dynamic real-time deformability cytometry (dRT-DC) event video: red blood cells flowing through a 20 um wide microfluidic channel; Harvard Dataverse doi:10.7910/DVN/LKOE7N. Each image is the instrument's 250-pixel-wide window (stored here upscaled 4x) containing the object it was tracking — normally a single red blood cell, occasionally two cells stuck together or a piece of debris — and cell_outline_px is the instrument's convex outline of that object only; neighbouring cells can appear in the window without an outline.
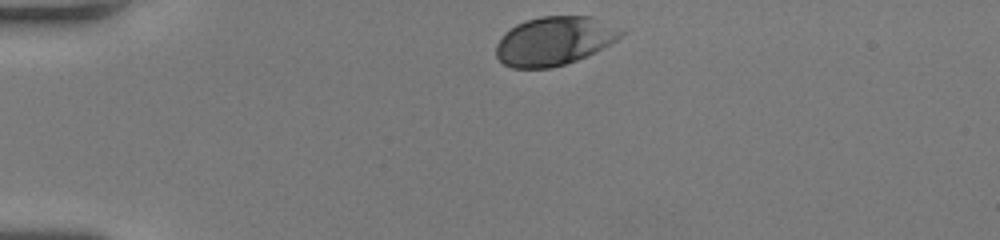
{"species": "human", "species_latin": "Homo sapiens", "temperature_condition": "room temperature", "stored_images_in_passage": 33, "camera_frame_rate_fps": 3000, "um_per_image_px": 0.085, "donor": {"sex": "female"}, "frame": {"image": 1, "passage_image": 1, "time_ms": 0.0, "image_size_px": [1000, 240], "cell_outline_px": [[624, 32], [616, 40], [576, 60], [564, 64], [548, 68], [512, 68], [504, 64], [496, 56], [496, 44], [504, 32], [516, 24], [540, 16], [592, 16], [624, 28]], "centroid_in_image_um": [47.1, 3.46], "position_along_channel_um": 37.9, "area_um2": 35.32}}
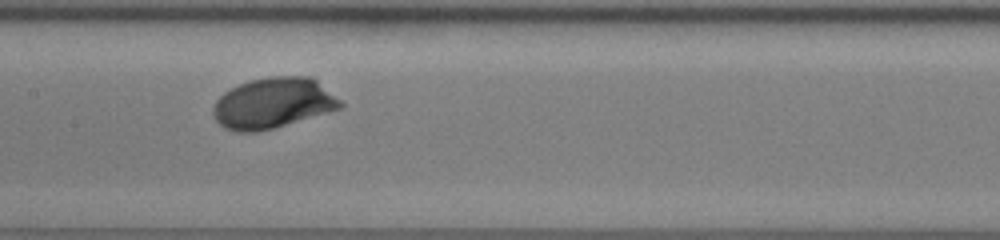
{"frame": {"image": 2, "passage_image": 16, "time_ms": 5.0, "image_size_px": [1000, 240], "cell_outline_px": [[344, 104], [340, 108], [272, 128], [256, 132], [236, 132], [224, 128], [216, 120], [212, 112], [212, 108], [216, 100], [224, 92], [248, 80], [268, 76], [308, 76], [316, 80], [340, 100]], "centroid_in_image_um": [23.16, 8.75], "position_along_channel_um": 184.2, "area_um2": 37.17}}
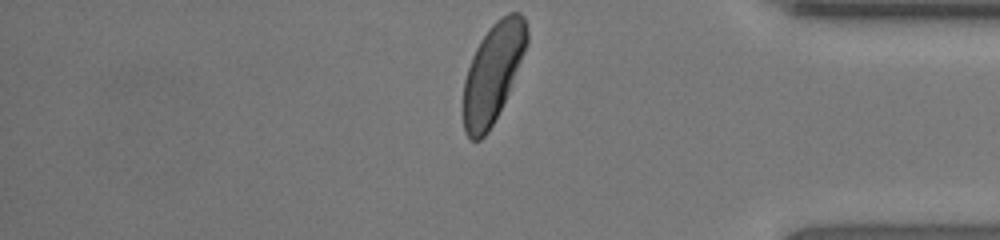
{"frame": {"image": 3, "passage_image": 33, "time_ms": 10.667, "image_size_px": [1000, 240], "cell_outline_px": [[528, 44], [508, 92], [488, 132], [480, 140], [472, 140], [464, 132], [464, 80], [472, 56], [480, 40], [488, 28], [500, 16], [508, 12], [520, 12], [524, 16], [528, 32]], "centroid_in_image_um": [41.9, 6.13], "position_along_channel_um": 393.3, "area_um2": 36.3}, "authors_computed_cell_mechanics": {"area_um2": 35.7782, "velocity_mm_per_s": 4.0153, "shape_relaxation_time_tau1_ms": 1.888, "shape_relaxation_time_tau2_ms": null, "deformation_change_tau1": 0.1232, "deformation_change_tau2": null}}